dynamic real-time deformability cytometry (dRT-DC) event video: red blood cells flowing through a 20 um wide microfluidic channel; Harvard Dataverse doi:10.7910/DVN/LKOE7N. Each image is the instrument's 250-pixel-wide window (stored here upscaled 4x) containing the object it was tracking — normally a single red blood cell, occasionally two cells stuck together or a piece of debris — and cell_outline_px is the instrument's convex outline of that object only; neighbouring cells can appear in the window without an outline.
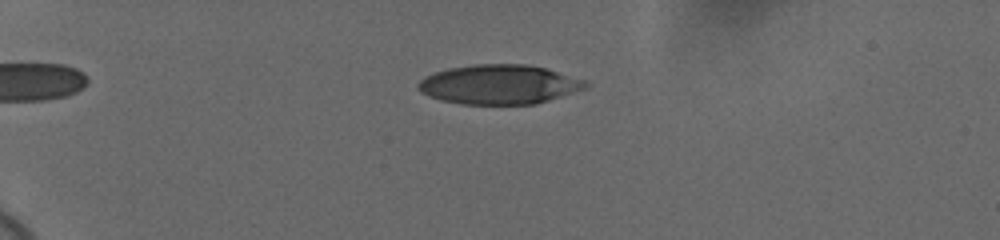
{"species": "human", "species_latin": "Homo sapiens", "temperature_condition": "cold", "stored_images_in_passage": 51, "camera_frame_rate_fps": 3000, "um_per_image_px": 0.085, "donor": {"sex": "female"}, "frame": {"image": 1, "passage_image": 9, "time_ms": 2.667, "image_size_px": [1000, 240], "cell_outline_px": [[588, 88], [536, 104], [464, 104], [440, 100], [428, 96], [420, 92], [416, 88], [416, 84], [424, 76], [448, 68], [476, 64], [524, 64], [544, 68], [588, 80]], "centroid_in_image_um": [42.42, 7.18], "position_along_channel_um": 42.6, "area_um2": 38.67}}
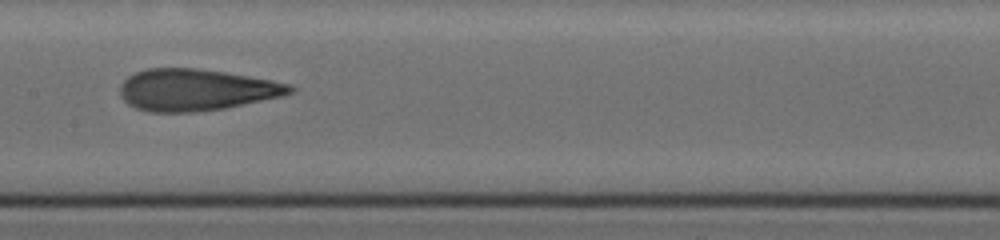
{"frame": {"image": 2, "passage_image": 26, "time_ms": 8.333, "image_size_px": [1000, 240], "cell_outline_px": [[296, 92], [284, 96], [224, 108], [196, 112], [152, 112], [136, 108], [128, 104], [120, 96], [120, 84], [128, 76], [136, 72], [148, 68], [196, 68], [224, 72], [272, 80], [292, 84], [296, 88]], "centroid_in_image_um": [16.7, 7.64], "position_along_channel_um": 190.7, "area_um2": 41.44}}
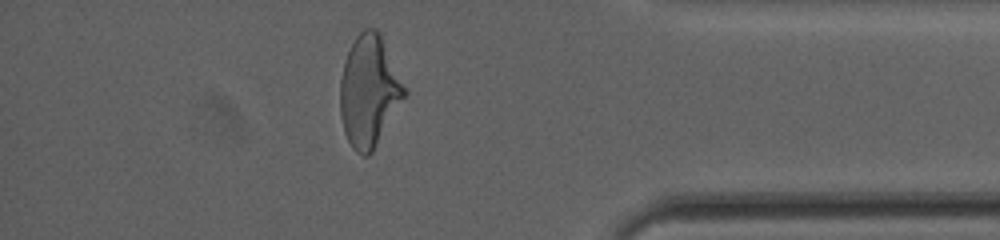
{"frame": {"image": 3, "passage_image": 45, "time_ms": 14.667, "image_size_px": [1000, 240], "cell_outline_px": [[408, 92], [372, 152], [368, 156], [364, 156], [356, 152], [352, 148], [344, 132], [340, 116], [340, 80], [344, 60], [356, 36], [364, 28], [376, 28], [380, 32]], "centroid_in_image_um": [31.37, 7.74], "position_along_channel_um": 403.8, "area_um2": 41.73}, "authors_computed_cell_mechanics": {"area_um2": 40.4022, "velocity_mm_per_s": 3.6804, "shape_relaxation_time_tau1_ms": 6.4583, "shape_relaxation_time_tau2_ms": 1.534, "deformation_change_tau1": 0.224, "deformation_change_tau2": 0.1165}}